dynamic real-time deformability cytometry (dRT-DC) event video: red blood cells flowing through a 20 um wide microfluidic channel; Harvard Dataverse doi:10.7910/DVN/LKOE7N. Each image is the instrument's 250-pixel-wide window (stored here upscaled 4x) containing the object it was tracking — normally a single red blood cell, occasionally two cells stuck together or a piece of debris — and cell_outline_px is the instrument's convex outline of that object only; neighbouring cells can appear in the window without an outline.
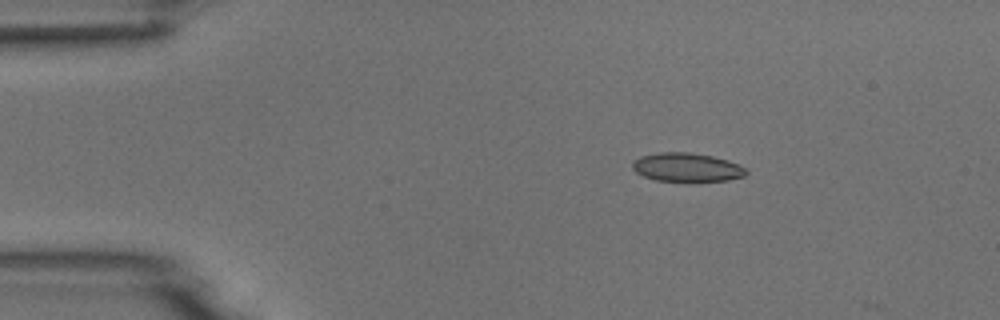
{"species": "common noctule bat (a hibernating species)", "species_latin": "Nyctalus noctula", "temperature_condition": "room temperature", "stored_images_in_passage": 2, "camera_frame_rate_fps": 3000, "um_per_image_px": 0.085, "animal": {"sex": "male", "body_mass_g": 18.8}, "frame": {"image": 1, "passage_image": 1, "time_ms": 0.0, "image_size_px": [1000, 320], "cell_outline_px": [[748, 172], [744, 176], [728, 180], [688, 184], [656, 180], [644, 176], [636, 172], [632, 168], [632, 160], [640, 156], [660, 152], [688, 152], [712, 156], [728, 160], [740, 164]], "centroid_in_image_um": [58.38, 14.26], "position_along_channel_um": 26.6, "area_um2": 19.83}}